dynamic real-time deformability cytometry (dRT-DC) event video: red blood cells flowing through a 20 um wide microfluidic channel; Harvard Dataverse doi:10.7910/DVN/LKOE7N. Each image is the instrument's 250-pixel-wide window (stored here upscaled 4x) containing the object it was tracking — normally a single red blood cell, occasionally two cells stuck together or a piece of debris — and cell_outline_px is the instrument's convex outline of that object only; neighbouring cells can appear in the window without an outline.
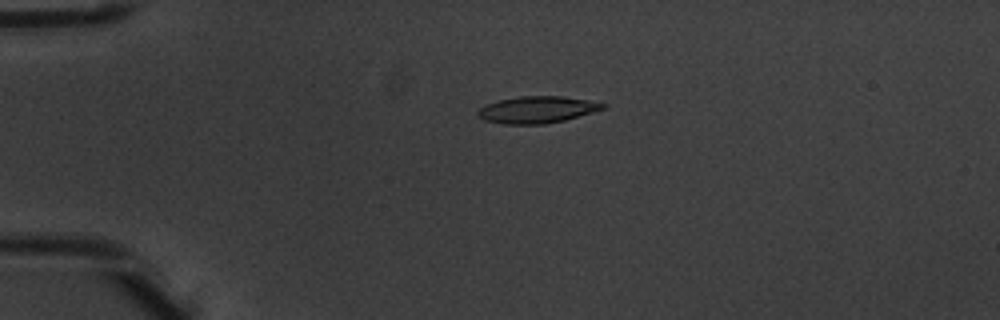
{"species": "common noctule bat (a hibernating species)", "species_latin": "Nyctalus noctula", "temperature_condition": "warm", "stored_images_in_passage": 4, "camera_frame_rate_fps": 3000, "um_per_image_px": 0.085, "animal": {"sex": "male", "body_mass_g": 20.1, "forearm_length_mm": 53.5}, "frame": {"image": 1, "passage_image": 3, "time_ms": 0.667, "image_size_px": [1000, 320], "cell_outline_px": [[608, 104], [604, 108], [592, 112], [564, 120], [544, 124], [504, 124], [484, 120], [476, 116], [476, 112], [480, 108], [488, 104], [500, 100], [520, 96], [560, 96], [588, 100]], "centroid_in_image_um": [45.63, 9.32], "position_along_channel_um": 39.4, "area_um2": 19.36}}